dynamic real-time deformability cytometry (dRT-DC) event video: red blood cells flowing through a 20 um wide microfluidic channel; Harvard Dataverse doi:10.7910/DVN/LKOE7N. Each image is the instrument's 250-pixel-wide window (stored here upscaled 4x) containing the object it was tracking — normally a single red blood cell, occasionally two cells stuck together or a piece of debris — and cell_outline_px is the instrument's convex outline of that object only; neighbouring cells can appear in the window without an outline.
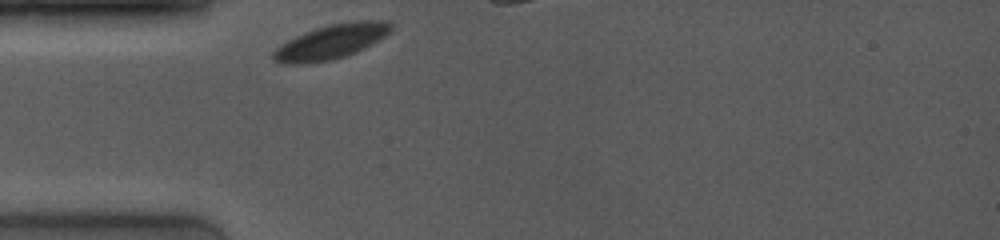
{"species": "common noctule bat (a hibernating species)", "species_latin": "Nyctalus noctula", "temperature_condition": "room temperature", "stored_images_in_passage": 10, "camera_frame_rate_fps": 4000, "um_per_image_px": 0.085, "animal": {"sex": "female", "body_mass_g": 19.0, "forearm_length_mm": 53.3}, "frame": {"image": 1, "passage_image": 1, "time_ms": 0.0, "image_size_px": [1000, 240], "cell_outline_px": [[392, 28], [384, 36], [356, 52], [332, 60], [300, 64], [280, 64], [272, 60], [272, 52], [280, 44], [304, 32], [328, 24], [348, 20], [392, 20]], "centroid_in_image_um": [28.12, 3.53], "position_along_channel_um": 56.9, "area_um2": 23.87}}
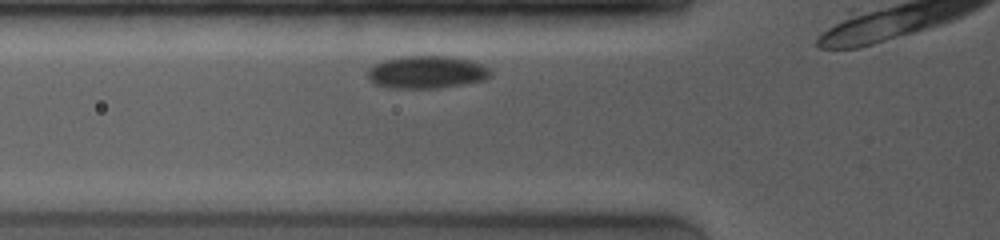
{"frame": {"image": 2, "passage_image": 5, "time_ms": 1.0, "image_size_px": [1000, 240], "cell_outline_px": [[492, 72], [484, 80], [436, 88], [392, 88], [372, 84], [368, 76], [368, 72], [372, 64], [384, 60], [404, 56], [448, 56], [468, 60], [484, 64]], "centroid_in_image_um": [36.23, 6.13], "position_along_channel_um": 89.6, "area_um2": 23.24}}
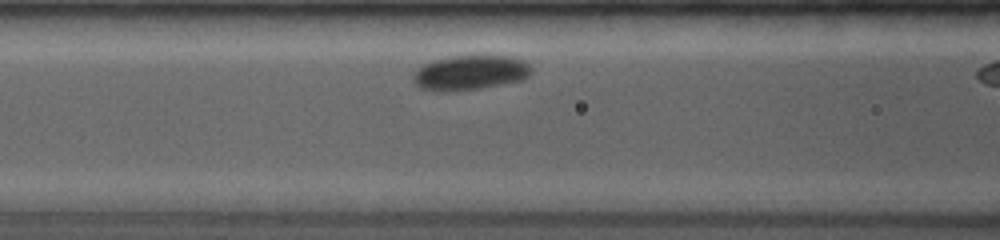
{"frame": {"image": 3, "passage_image": 9, "time_ms": 2.0, "image_size_px": [1000, 240], "cell_outline_px": [[532, 72], [528, 76], [520, 80], [480, 88], [448, 92], [440, 92], [420, 88], [412, 80], [412, 76], [416, 68], [432, 60], [452, 56], [508, 56], [524, 60], [532, 68]], "centroid_in_image_um": [39.91, 6.18], "position_along_channel_um": 126.7, "area_um2": 23.99}}